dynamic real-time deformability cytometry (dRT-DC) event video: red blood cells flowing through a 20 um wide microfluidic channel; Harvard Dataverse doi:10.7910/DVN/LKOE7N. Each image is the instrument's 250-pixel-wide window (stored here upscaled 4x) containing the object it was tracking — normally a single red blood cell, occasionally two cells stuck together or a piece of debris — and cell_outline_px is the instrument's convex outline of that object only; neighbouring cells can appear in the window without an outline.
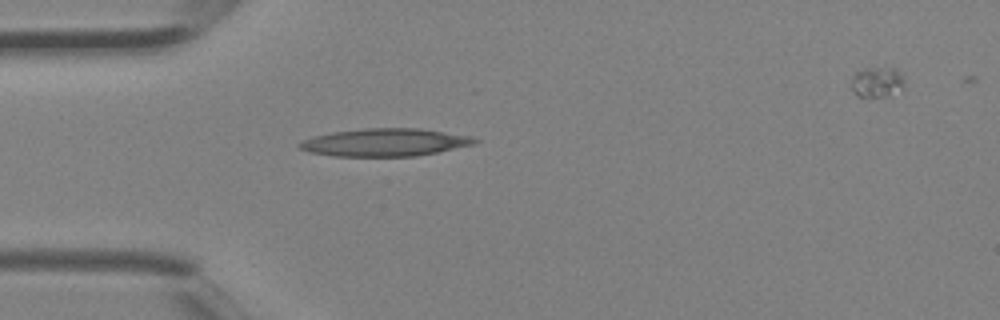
{"species": "Egyptian fruit bat (a non-hibernating species)", "species_latin": "Rousettus aegyptiacus", "temperature_condition": "room temperature", "stored_images_in_passage": 4, "camera_frame_rate_fps": 3000, "um_per_image_px": 0.085, "animal": {"sex": "female"}, "frame": {"image": 1, "passage_image": 3, "time_ms": 0.667, "image_size_px": [1000, 320], "cell_outline_px": [[480, 140], [476, 144], [416, 156], [336, 156], [308, 152], [300, 148], [296, 144], [300, 140], [312, 136], [332, 132], [364, 128], [420, 128], [472, 136]], "centroid_in_image_um": [32.7, 12.09], "position_along_channel_um": 52.3, "area_um2": 28.5}}